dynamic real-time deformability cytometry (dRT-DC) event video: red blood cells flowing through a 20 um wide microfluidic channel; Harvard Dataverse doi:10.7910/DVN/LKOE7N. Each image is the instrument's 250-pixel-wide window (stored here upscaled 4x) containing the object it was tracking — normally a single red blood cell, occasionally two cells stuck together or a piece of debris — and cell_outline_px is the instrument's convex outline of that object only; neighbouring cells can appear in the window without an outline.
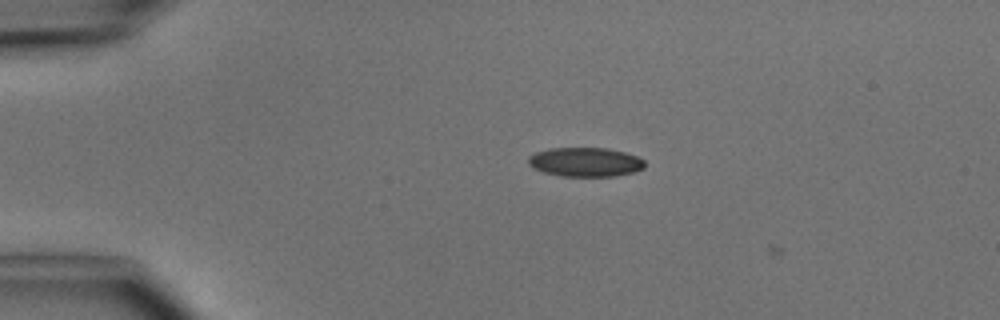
{"species": "common noctule bat (a hibernating species)", "species_latin": "Nyctalus noctula", "temperature_condition": "cold", "stored_images_in_passage": 4, "camera_frame_rate_fps": 3000, "um_per_image_px": 0.085, "animal": {"sex": "male", "body_mass_g": 15.6}, "frame": {"image": 1, "passage_image": 3, "time_ms": 2.333, "image_size_px": [1000, 320], "cell_outline_px": [[644, 168], [632, 172], [616, 176], [560, 176], [544, 172], [532, 168], [528, 164], [528, 156], [536, 152], [552, 148], [608, 148], [624, 152], [636, 156], [644, 160]], "centroid_in_image_um": [49.73, 13.77], "position_along_channel_um": 35.3, "area_um2": 19.77}}